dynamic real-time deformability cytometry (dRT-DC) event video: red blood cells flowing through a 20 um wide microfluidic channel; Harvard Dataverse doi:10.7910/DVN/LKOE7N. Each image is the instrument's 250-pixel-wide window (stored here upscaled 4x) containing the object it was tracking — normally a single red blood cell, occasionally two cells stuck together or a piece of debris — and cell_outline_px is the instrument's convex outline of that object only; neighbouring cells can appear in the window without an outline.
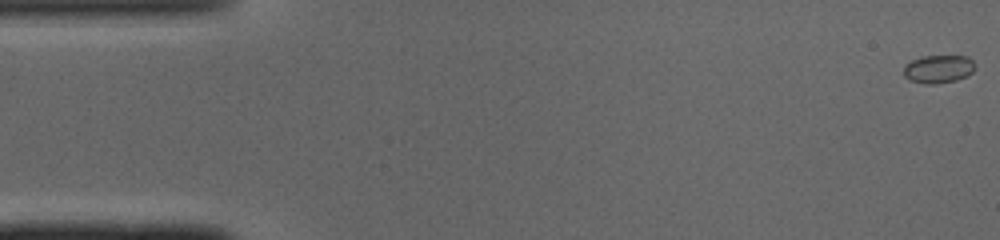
{"species": "common noctule bat (a hibernating species)", "species_latin": "Nyctalus noctula", "temperature_condition": "cold", "stored_images_in_passage": 49, "camera_frame_rate_fps": 3000, "um_per_image_px": 0.085, "animal": {"sex": "male", "body_mass_g": 19.0, "forearm_length_mm": 50.8}, "frame": {"image": 1, "passage_image": 1, "time_ms": 0.0, "image_size_px": [1000, 240], "cell_outline_px": [[976, 68], [968, 76], [956, 80], [936, 84], [924, 84], [908, 80], [904, 76], [904, 64], [920, 56], [968, 56], [972, 60]], "centroid_in_image_um": [79.75, 5.87], "position_along_channel_um": 5.2, "area_um2": 11.91}}
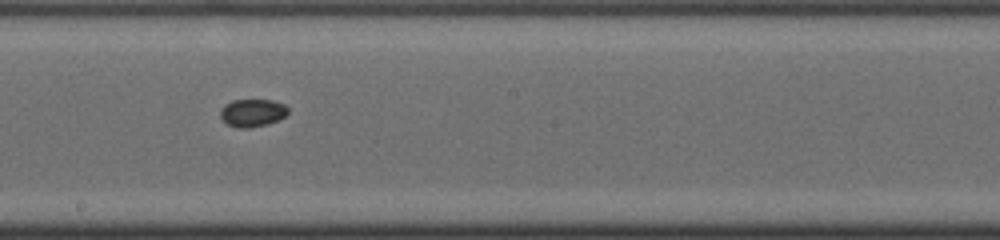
{"frame": {"image": 2, "passage_image": 27, "time_ms": 8.667, "image_size_px": [1000, 240], "cell_outline_px": [[288, 112], [284, 116], [268, 124], [248, 128], [240, 128], [228, 124], [220, 116], [220, 108], [224, 104], [232, 100], [272, 100], [284, 104], [288, 108]], "centroid_in_image_um": [21.43, 9.58], "position_along_channel_um": 226.8, "area_um2": 10.87}}
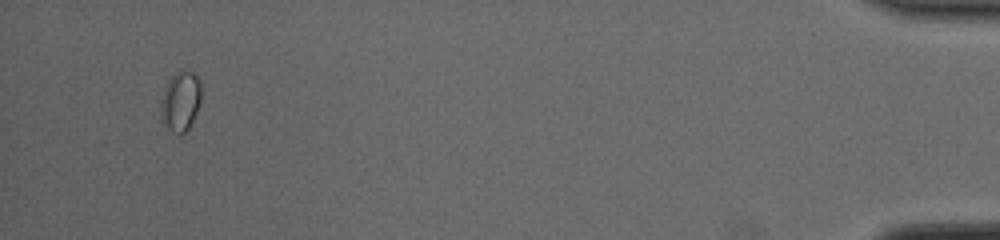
{"frame": {"image": 3, "passage_image": 47, "time_ms": 15.333, "image_size_px": [1000, 240], "cell_outline_px": [[200, 100], [196, 112], [188, 128], [180, 136], [176, 136], [168, 128], [164, 120], [160, 108], [160, 100], [164, 88], [168, 80], [176, 72], [192, 72], [200, 80]], "centroid_in_image_um": [15.33, 8.62], "position_along_channel_um": 419.9, "area_um2": 13.81}, "authors_computed_cell_mechanics": {"area_um2": 10.9242, "velocity_mm_per_s": 4.1141, "shape_relaxation_time_tau1_ms": null, "shape_relaxation_time_tau2_ms": 2.1062, "deformation_change_tau1": null, "deformation_change_tau2": 0.0219}}